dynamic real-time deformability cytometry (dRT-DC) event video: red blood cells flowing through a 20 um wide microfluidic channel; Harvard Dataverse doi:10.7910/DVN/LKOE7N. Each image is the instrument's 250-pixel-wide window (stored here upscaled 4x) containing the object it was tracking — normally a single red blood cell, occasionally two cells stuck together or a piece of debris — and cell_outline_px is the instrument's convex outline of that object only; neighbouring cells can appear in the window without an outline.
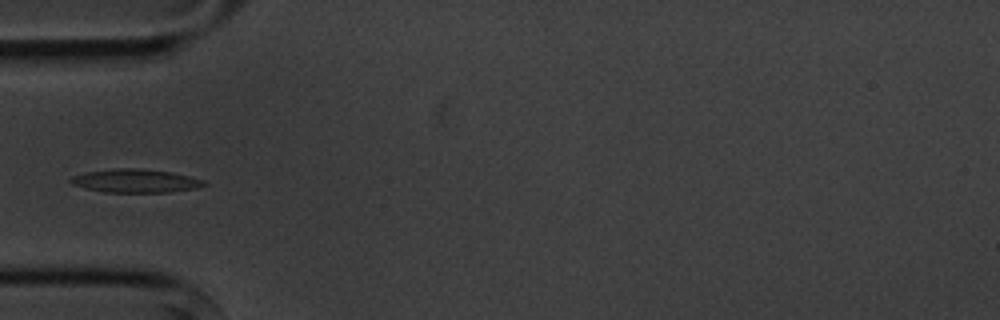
{"species": "common noctule bat (a hibernating species)", "species_latin": "Nyctalus noctula", "temperature_condition": "cold", "stored_images_in_passage": 4, "camera_frame_rate_fps": 3000, "um_per_image_px": 0.085, "animal": {"sex": "male", "body_mass_g": 20.1, "forearm_length_mm": 53.5}, "frame": {"image": 1, "passage_image": 4, "time_ms": 4.333, "image_size_px": [1000, 320], "cell_outline_px": [[208, 184], [196, 188], [172, 192], [104, 192], [84, 188], [72, 184], [68, 180], [72, 176], [84, 172], [112, 168], [140, 168], [172, 172], [204, 180]], "centroid_in_image_um": [11.49, 15.36], "position_along_channel_um": 73.5, "area_um2": 18.38}}